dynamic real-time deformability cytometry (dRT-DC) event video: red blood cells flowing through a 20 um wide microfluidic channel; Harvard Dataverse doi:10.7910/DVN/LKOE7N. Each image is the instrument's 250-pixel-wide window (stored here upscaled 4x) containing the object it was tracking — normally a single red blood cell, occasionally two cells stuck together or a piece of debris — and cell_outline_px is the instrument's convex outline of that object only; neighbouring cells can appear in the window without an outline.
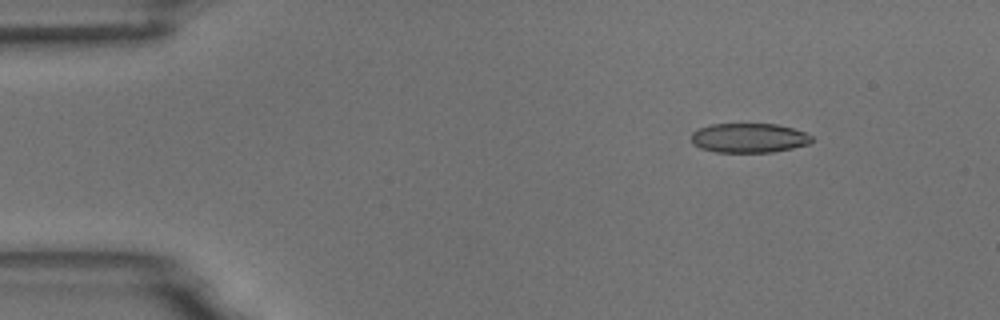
{"species": "common noctule bat (a hibernating species)", "species_latin": "Nyctalus noctula", "temperature_condition": "room temperature", "stored_images_in_passage": 10, "camera_frame_rate_fps": 3000, "um_per_image_px": 0.085, "animal": {"sex": "male", "body_mass_g": 18.8}, "frame": {"image": 1, "passage_image": 2, "time_ms": 2.0, "image_size_px": [1000, 320], "cell_outline_px": [[812, 140], [808, 144], [792, 148], [772, 152], [716, 152], [700, 148], [692, 144], [692, 132], [700, 128], [712, 124], [776, 124], [792, 128], [804, 132], [812, 136]], "centroid_in_image_um": [63.64, 11.73], "position_along_channel_um": 21.4, "area_um2": 20.58}}
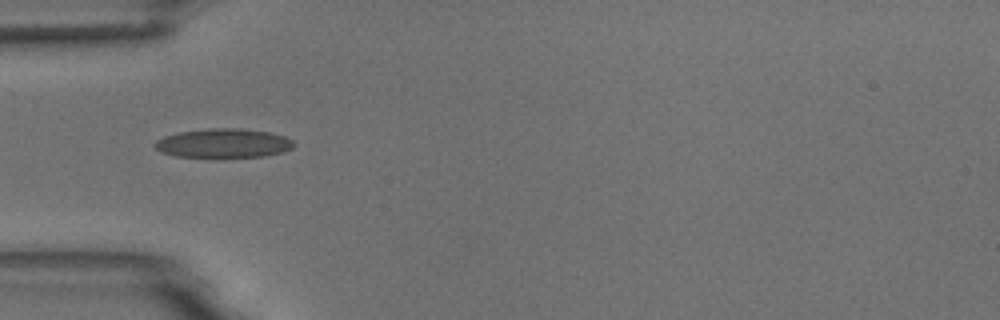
{"frame": {"image": 2, "passage_image": 5, "time_ms": 5.333, "image_size_px": [1000, 320], "cell_outline_px": [[296, 144], [292, 148], [284, 152], [264, 156], [176, 156], [160, 152], [152, 144], [156, 140], [164, 136], [180, 132], [208, 128], [240, 128], [268, 132], [284, 136], [292, 140]], "centroid_in_image_um": [18.99, 12.16], "position_along_channel_um": 66.0, "area_um2": 23.35}}
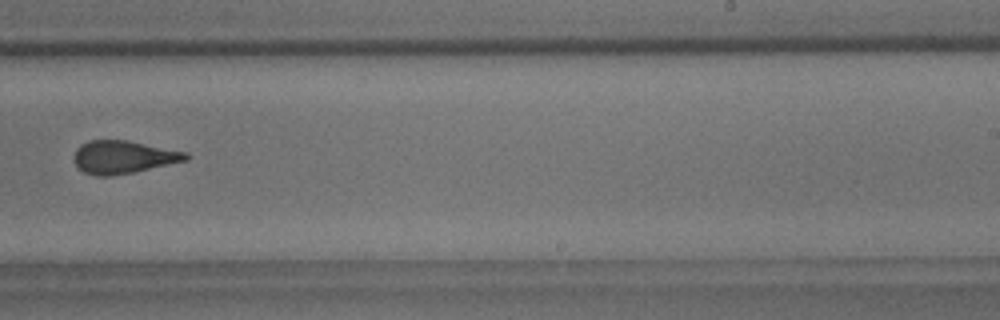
{"frame": {"image": 3, "passage_image": 10, "time_ms": 11.0, "image_size_px": [1000, 320], "cell_outline_px": [[192, 156], [188, 160], [132, 172], [112, 176], [96, 176], [84, 172], [72, 160], [72, 156], [76, 148], [80, 144], [88, 140], [128, 140], [188, 152]], "centroid_in_image_um": [10.47, 13.34], "position_along_channel_um": 278.5, "area_um2": 21.68}}